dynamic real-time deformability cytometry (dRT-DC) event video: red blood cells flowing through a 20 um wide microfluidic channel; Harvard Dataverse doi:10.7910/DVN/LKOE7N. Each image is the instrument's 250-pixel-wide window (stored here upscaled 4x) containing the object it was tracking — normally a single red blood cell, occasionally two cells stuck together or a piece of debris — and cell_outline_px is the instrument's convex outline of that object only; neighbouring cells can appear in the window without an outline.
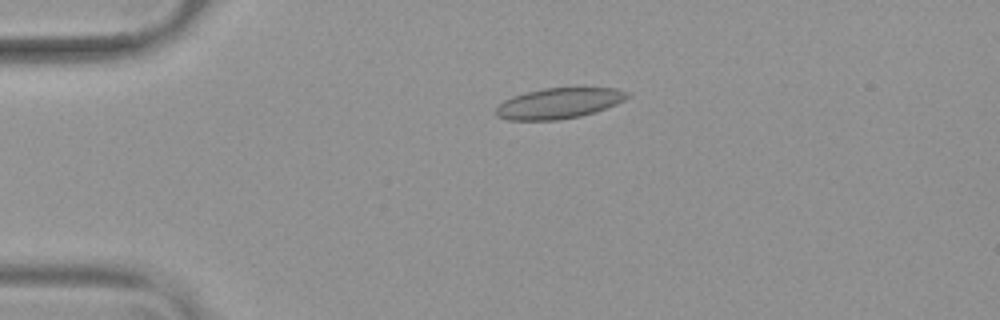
{"species": "common noctule bat (a hibernating species)", "species_latin": "Nyctalus noctula", "temperature_condition": "warm", "stored_images_in_passage": 54, "camera_frame_rate_fps": 3000, "um_per_image_px": 0.085, "animal": {"sex": "female", "body_mass_g": 19.9}, "frame": {"image": 1, "passage_image": 13, "time_ms": 4.0, "image_size_px": [1000, 320], "cell_outline_px": [[628, 96], [624, 100], [616, 104], [580, 116], [556, 120], [508, 120], [496, 116], [496, 108], [504, 100], [512, 96], [544, 88], [616, 88], [628, 92]], "centroid_in_image_um": [47.47, 8.78], "position_along_channel_um": 37.5, "area_um2": 23.12}}
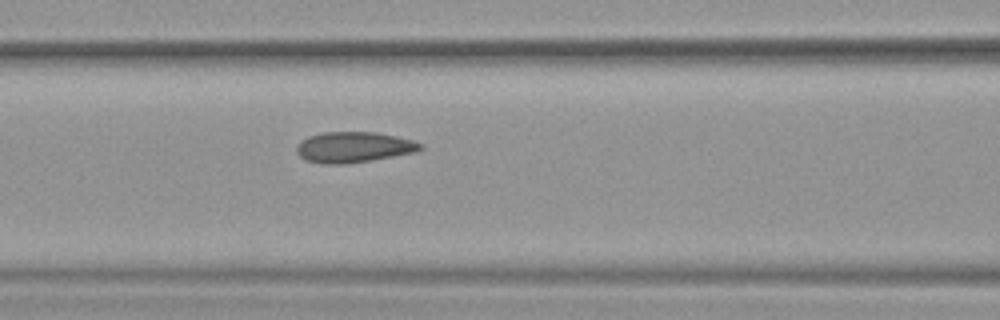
{"frame": {"image": 2, "passage_image": 24, "time_ms": 7.667, "image_size_px": [1000, 320], "cell_outline_px": [[424, 148], [416, 152], [372, 160], [344, 164], [324, 164], [304, 160], [296, 152], [296, 144], [300, 140], [308, 136], [324, 132], [376, 132], [396, 136], [412, 140], [424, 144]], "centroid_in_image_um": [30.05, 12.51], "position_along_channel_um": 136.6, "area_um2": 22.37}}
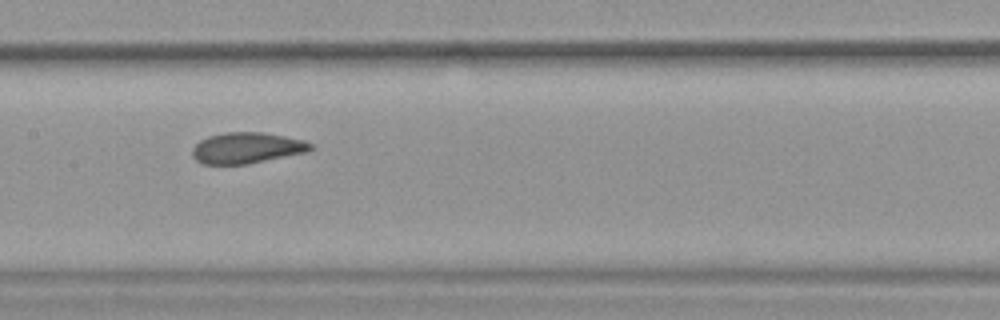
{"frame": {"image": 3, "passage_image": 28, "time_ms": 9.0, "image_size_px": [1000, 320], "cell_outline_px": [[312, 148], [308, 152], [248, 164], [200, 164], [192, 156], [192, 148], [200, 140], [208, 136], [224, 132], [264, 132], [304, 140], [312, 144]], "centroid_in_image_um": [20.96, 12.57], "position_along_channel_um": 186.4, "area_um2": 21.5}, "authors_computed_cell_mechanics": {"area_um2": 22.5709, "velocity_mm_per_s": 3.7583, "shape_relaxation_time_tau1_ms": 7.4748, "shape_relaxation_time_tau2_ms": 1.6617, "deformation_change_tau1": 0.1339, "deformation_change_tau2": 0.0911}}